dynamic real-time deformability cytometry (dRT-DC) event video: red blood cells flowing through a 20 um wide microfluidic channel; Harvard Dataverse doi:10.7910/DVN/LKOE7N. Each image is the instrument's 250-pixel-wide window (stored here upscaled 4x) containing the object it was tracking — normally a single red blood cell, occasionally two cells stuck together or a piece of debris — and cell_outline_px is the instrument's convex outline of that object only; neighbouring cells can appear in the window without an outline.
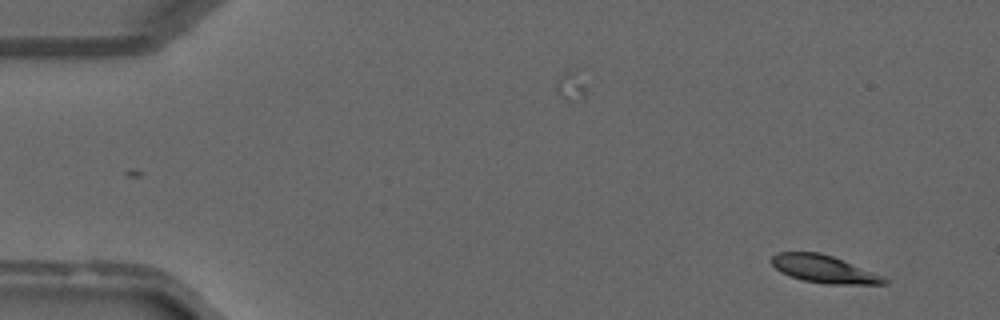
{"species": "common noctule bat (a hibernating species)", "species_latin": "Nyctalus noctula", "temperature_condition": "warm", "stored_images_in_passage": 40, "camera_frame_rate_fps": 3000, "um_per_image_px": 0.085, "animal": {"sex": "male", "forearm_length_mm": 52.5}, "frame": {"image": 1, "passage_image": 3, "time_ms": 0.667, "image_size_px": [1000, 320], "cell_outline_px": [[888, 284], [828, 284], [804, 280], [780, 272], [768, 260], [776, 252], [820, 252], [832, 256], [884, 276], [888, 280]], "centroid_in_image_um": [70.02, 22.86], "position_along_channel_um": 15.0, "area_um2": 18.03}}
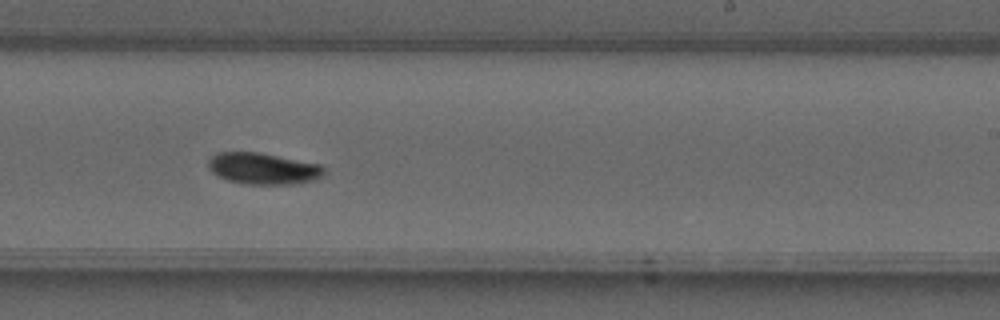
{"frame": {"image": 2, "passage_image": 25, "time_ms": 8.0, "image_size_px": [1000, 320], "cell_outline_px": [[324, 176], [316, 180], [292, 184], [248, 184], [228, 180], [212, 172], [208, 168], [208, 160], [212, 156], [220, 152], [256, 152], [320, 164], [324, 168]], "centroid_in_image_um": [22.39, 14.33], "position_along_channel_um": 266.6, "area_um2": 21.04}}
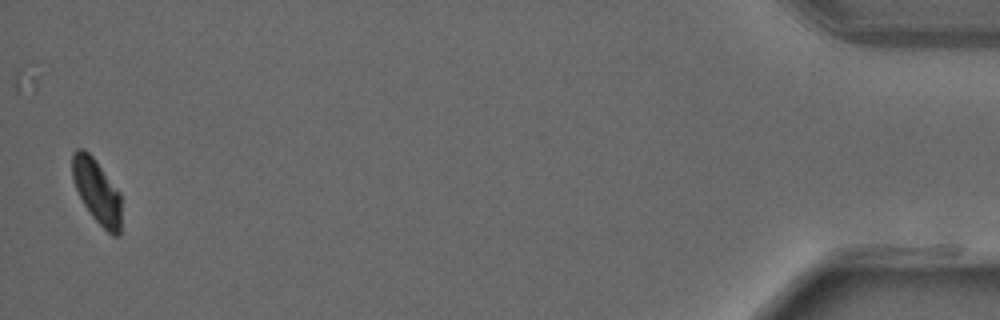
{"frame": {"image": 3, "passage_image": 40, "time_ms": 13.0, "image_size_px": [1000, 320], "cell_outline_px": [[120, 236], [112, 236], [92, 216], [84, 204], [76, 188], [72, 176], [72, 152], [76, 148], [84, 148], [96, 160], [120, 192]], "centroid_in_image_um": [8.23, 16.23], "position_along_channel_um": 427.0, "area_um2": 18.26}}